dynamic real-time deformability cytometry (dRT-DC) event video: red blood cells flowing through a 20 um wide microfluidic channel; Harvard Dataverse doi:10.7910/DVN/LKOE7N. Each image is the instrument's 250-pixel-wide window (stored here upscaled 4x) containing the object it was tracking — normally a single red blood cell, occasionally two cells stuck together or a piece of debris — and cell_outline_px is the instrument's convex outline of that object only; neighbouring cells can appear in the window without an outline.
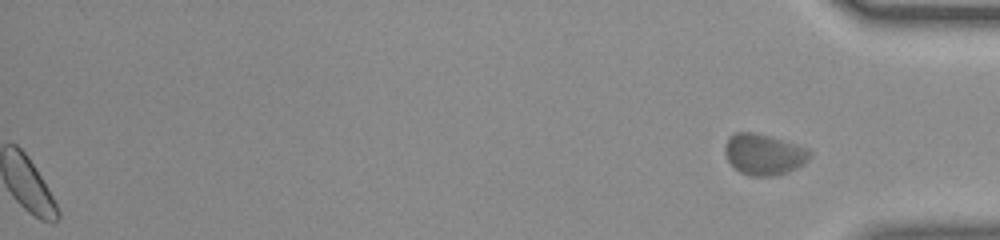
{"species": "common noctule bat (a hibernating species)", "species_latin": "Nyctalus noctula", "temperature_condition": "room temperature", "stored_images_in_passage": 38, "segment_of_instrument_passage": [2, 2], "camera_frame_rate_fps": 3000, "um_per_image_px": 0.085, "animal": {"sex": "female", "body_mass_g": 23.0, "forearm_length_mm": 53.4}, "frame": {"image": 1, "passage_image": 38, "time_ms": 12.333, "image_size_px": [1000, 240], "cell_outline_px": [[808, 156], [796, 168], [788, 172], [776, 176], [748, 176], [740, 172], [728, 160], [724, 152], [724, 148], [728, 136], [736, 132], [752, 132], [768, 136], [804, 148], [808, 152]], "centroid_in_image_um": [64.82, 13.13], "position_along_channel_um": 370.4, "area_um2": 19.65}}